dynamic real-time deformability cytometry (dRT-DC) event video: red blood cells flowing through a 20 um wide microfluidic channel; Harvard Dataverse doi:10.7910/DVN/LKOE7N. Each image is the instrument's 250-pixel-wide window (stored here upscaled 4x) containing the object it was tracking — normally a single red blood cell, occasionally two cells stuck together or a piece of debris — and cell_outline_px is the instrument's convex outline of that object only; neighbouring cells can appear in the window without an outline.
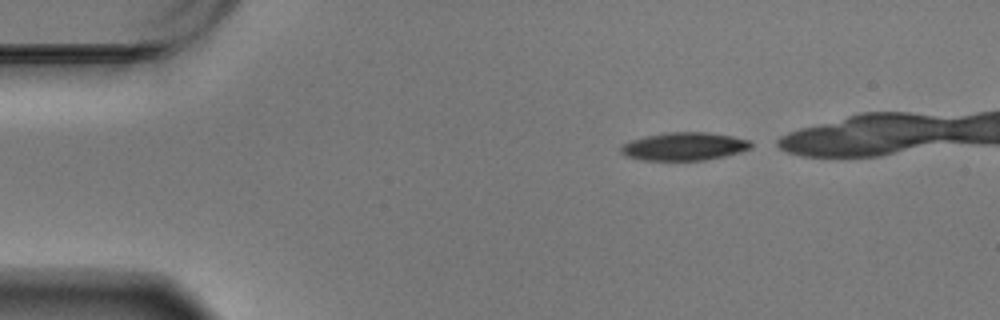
{"species": "Egyptian fruit bat (a non-hibernating species)", "species_latin": "Rousettus aegyptiacus", "temperature_condition": "warm", "stored_images_in_passage": 42, "camera_frame_rate_fps": 3000, "um_per_image_px": 0.085, "animal": {"sex": "male"}, "frame": {"image": 1, "passage_image": 1, "time_ms": 0.0, "image_size_px": [1000, 320], "cell_outline_px": [[752, 148], [740, 152], [724, 156], [704, 160], [644, 160], [624, 156], [620, 152], [620, 148], [624, 144], [632, 140], [644, 136], [664, 132], [708, 132], [732, 136], [748, 140], [752, 144]], "centroid_in_image_um": [58.14, 12.44], "position_along_channel_um": 26.9, "area_um2": 21.27}}
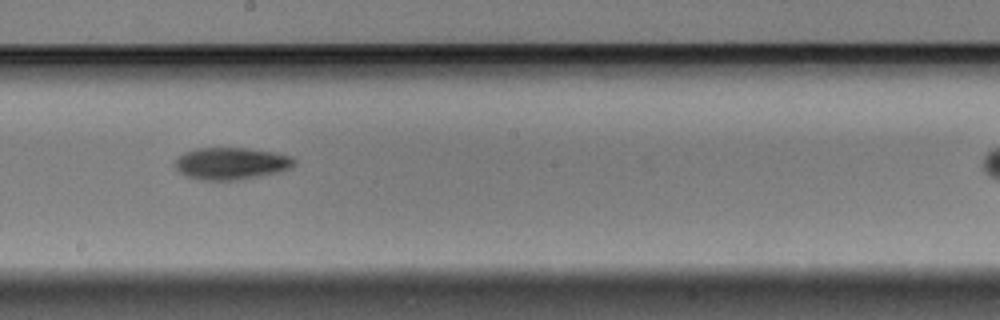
{"frame": {"image": 2, "passage_image": 24, "time_ms": 7.667, "image_size_px": [1000, 320], "cell_outline_px": [[296, 164], [292, 168], [280, 172], [236, 180], [200, 180], [188, 176], [180, 172], [172, 164], [184, 152], [196, 148], [244, 148], [276, 152], [292, 156], [296, 160]], "centroid_in_image_um": [19.69, 13.89], "position_along_channel_um": 228.5, "area_um2": 22.43}}
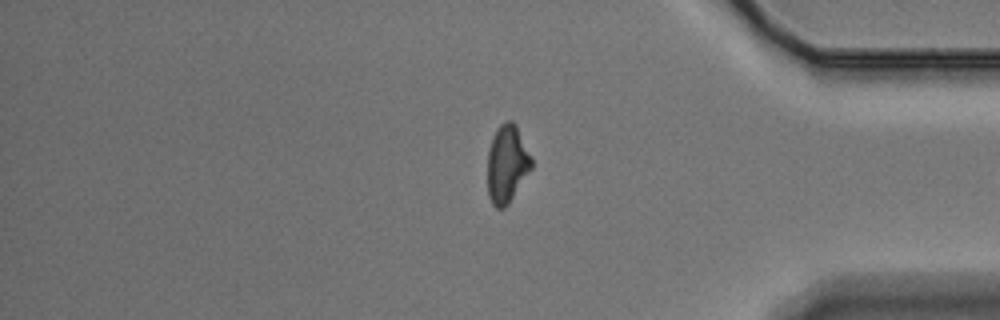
{"frame": {"image": 3, "passage_image": 40, "time_ms": 13.0, "image_size_px": [1000, 320], "cell_outline_px": [[532, 168], [508, 204], [504, 208], [496, 208], [492, 204], [488, 196], [488, 152], [492, 136], [496, 128], [504, 120], [512, 120], [516, 124], [532, 160]], "centroid_in_image_um": [43.08, 13.91], "position_along_channel_um": 392.1, "area_um2": 19.94}, "authors_computed_cell_mechanics": {"area_um2": 21.8484, "velocity_mm_per_s": 3.4648, "shape_relaxation_time_tau1_ms": 9.3556, "shape_relaxation_time_tau2_ms": null, "deformation_change_tau1": 0.2074, "deformation_change_tau2": null}}